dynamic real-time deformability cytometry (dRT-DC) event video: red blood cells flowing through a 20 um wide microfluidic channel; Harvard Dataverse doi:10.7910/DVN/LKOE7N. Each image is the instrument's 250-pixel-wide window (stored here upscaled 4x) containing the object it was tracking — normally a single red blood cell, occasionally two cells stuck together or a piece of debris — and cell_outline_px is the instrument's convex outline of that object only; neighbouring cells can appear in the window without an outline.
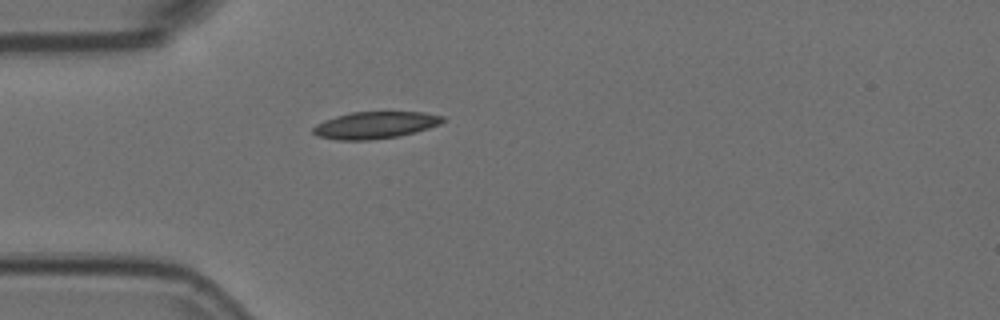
{"species": "Egyptian fruit bat (a non-hibernating species)", "species_latin": "Rousettus aegyptiacus", "temperature_condition": "room temperature", "stored_images_in_passage": 2, "camera_frame_rate_fps": 3000, "um_per_image_px": 0.085, "animal": {"sex": "female"}, "frame": {"image": 1, "passage_image": 2, "time_ms": 0.333, "image_size_px": [1000, 320], "cell_outline_px": [[448, 120], [440, 124], [428, 128], [400, 136], [368, 140], [336, 140], [316, 136], [312, 132], [312, 128], [316, 124], [324, 120], [336, 116], [352, 112], [424, 112], [444, 116]], "centroid_in_image_um": [31.89, 10.63], "position_along_channel_um": 53.1, "area_um2": 20.52}}